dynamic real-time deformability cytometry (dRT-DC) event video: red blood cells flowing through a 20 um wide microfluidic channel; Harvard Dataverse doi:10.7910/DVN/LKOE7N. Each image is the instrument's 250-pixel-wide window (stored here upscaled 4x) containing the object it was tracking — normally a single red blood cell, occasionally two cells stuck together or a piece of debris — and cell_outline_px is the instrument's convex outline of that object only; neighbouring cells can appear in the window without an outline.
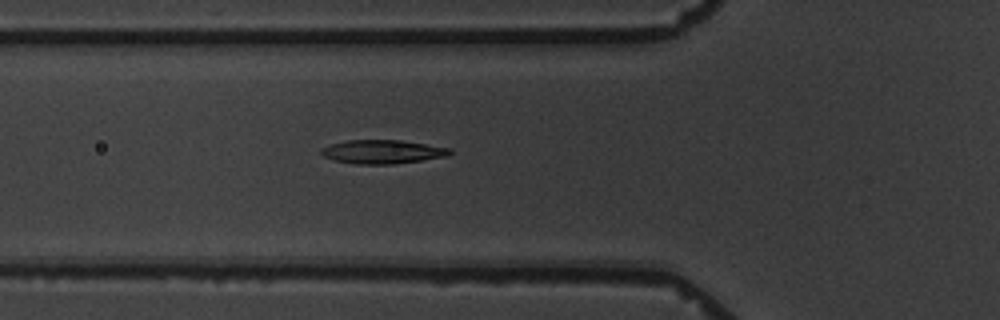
{"species": "common noctule bat (a hibernating species)", "species_latin": "Nyctalus noctula", "temperature_condition": "warm", "stored_images_in_passage": 4, "camera_frame_rate_fps": 3000, "um_per_image_px": 0.085, "animal": {"sex": "male", "body_mass_g": 19.5, "forearm_length_mm": 54.6}, "frame": {"image": 1, "passage_image": 4, "time_ms": 3.333, "image_size_px": [1000, 320], "cell_outline_px": [[452, 152], [448, 156], [392, 164], [356, 164], [332, 160], [324, 156], [320, 152], [320, 148], [332, 144], [348, 140], [400, 140], [452, 148]], "centroid_in_image_um": [32.5, 12.9], "position_along_channel_um": 93.3, "area_um2": 17.74}}